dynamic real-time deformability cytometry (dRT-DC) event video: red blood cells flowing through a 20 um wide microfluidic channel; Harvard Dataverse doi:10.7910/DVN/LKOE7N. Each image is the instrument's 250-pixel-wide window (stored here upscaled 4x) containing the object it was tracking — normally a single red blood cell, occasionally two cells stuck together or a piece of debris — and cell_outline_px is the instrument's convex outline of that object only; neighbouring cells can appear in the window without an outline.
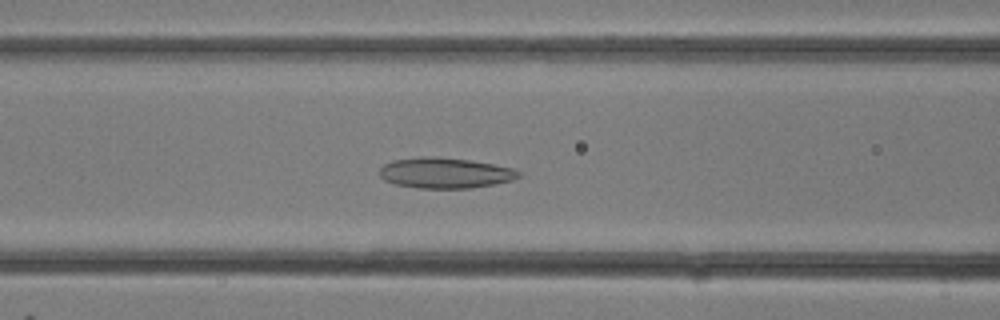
{"species": "common noctule bat (a hibernating species)", "species_latin": "Nyctalus noctula", "temperature_condition": "room temperature", "stored_images_in_passage": 19, "camera_frame_rate_fps": 3000, "um_per_image_px": 0.085, "animal": {"sex": "female"}, "frame": {"image": 1, "passage_image": 9, "time_ms": 2.667, "image_size_px": [1000, 320], "cell_outline_px": [[520, 176], [512, 180], [472, 188], [416, 188], [396, 184], [384, 180], [380, 176], [380, 168], [384, 164], [392, 160], [420, 156], [436, 156], [468, 160], [492, 164], [512, 168], [520, 172]], "centroid_in_image_um": [37.79, 14.69], "position_along_channel_um": 128.8, "area_um2": 24.74}}
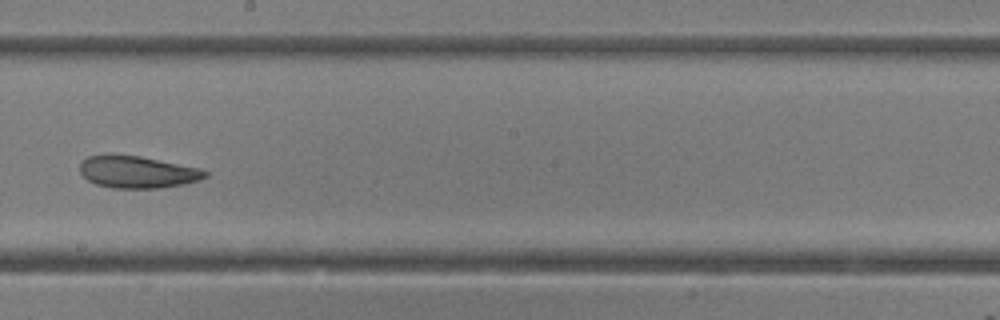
{"frame": {"image": 2, "passage_image": 14, "time_ms": 4.333, "image_size_px": [1000, 320], "cell_outline_px": [[208, 176], [200, 180], [184, 184], [160, 188], [112, 188], [96, 184], [88, 180], [80, 172], [80, 164], [88, 156], [108, 152], [140, 156], [200, 168], [208, 172]], "centroid_in_image_um": [11.66, 14.6], "position_along_channel_um": 236.5, "area_um2": 23.81}}
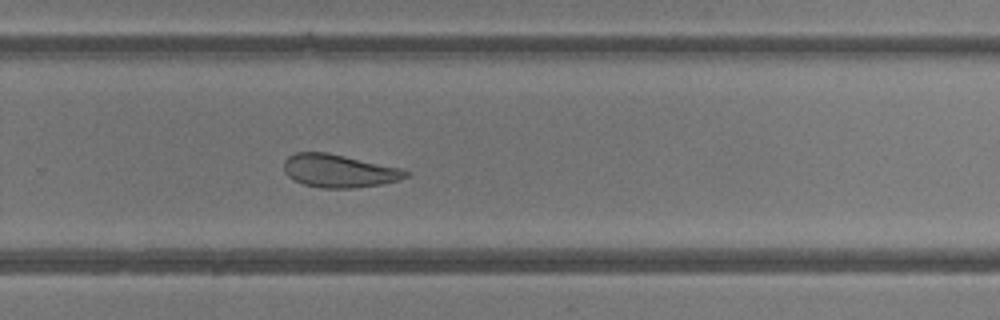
{"frame": {"image": 3, "passage_image": 17, "time_ms": 5.333, "image_size_px": [1000, 320], "cell_outline_px": [[408, 176], [400, 180], [380, 184], [352, 188], [320, 188], [304, 184], [288, 176], [284, 172], [284, 160], [288, 156], [296, 152], [328, 152], [404, 168], [408, 172]], "centroid_in_image_um": [28.83, 14.51], "position_along_channel_um": 301.0, "area_um2": 23.64}}